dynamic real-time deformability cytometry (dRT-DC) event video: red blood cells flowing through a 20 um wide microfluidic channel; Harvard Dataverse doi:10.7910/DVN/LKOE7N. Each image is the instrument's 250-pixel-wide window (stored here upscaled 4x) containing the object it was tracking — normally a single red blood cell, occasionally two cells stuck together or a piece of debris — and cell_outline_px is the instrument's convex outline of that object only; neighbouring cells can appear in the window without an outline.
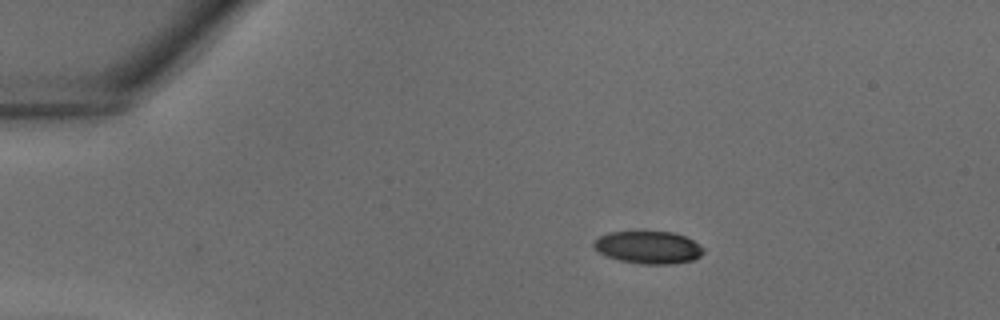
{"species": "common noctule bat (a hibernating species)", "species_latin": "Nyctalus noctula", "temperature_condition": "warm", "stored_images_in_passage": 28, "camera_frame_rate_fps": 3000, "um_per_image_px": 0.085, "animal": {"sex": "male", "body_mass_g": 18.8}, "frame": {"image": 1, "passage_image": 1, "time_ms": 0.0, "image_size_px": [1000, 320], "cell_outline_px": [[704, 252], [700, 256], [692, 260], [668, 264], [640, 264], [620, 260], [608, 256], [600, 252], [592, 244], [600, 236], [608, 232], [672, 232], [684, 236], [692, 240], [704, 248]], "centroid_in_image_um": [55.12, 21.03], "position_along_channel_um": 29.9, "area_um2": 20.46}}
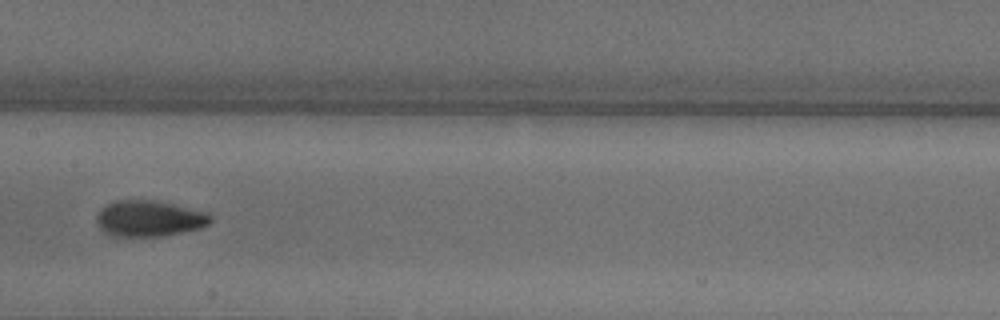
{"frame": {"image": 2, "passage_image": 14, "time_ms": 4.333, "image_size_px": [1000, 320], "cell_outline_px": [[212, 220], [208, 224], [200, 228], [160, 236], [112, 236], [104, 232], [100, 228], [96, 220], [96, 216], [100, 208], [116, 200], [152, 200], [172, 204], [208, 212], [212, 216]], "centroid_in_image_um": [12.66, 18.57], "position_along_channel_um": 194.7, "area_um2": 23.81}}
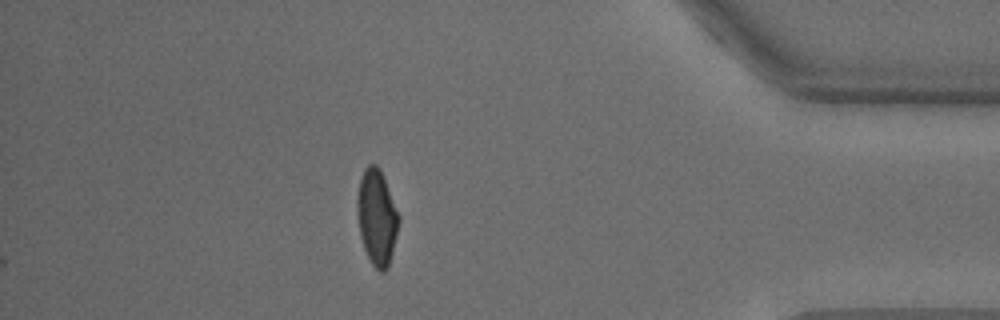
{"frame": {"image": 3, "passage_image": 28, "time_ms": 9.0, "image_size_px": [1000, 320], "cell_outline_px": [[400, 220], [388, 268], [384, 272], [380, 272], [372, 264], [364, 248], [360, 236], [356, 212], [356, 200], [360, 180], [364, 168], [368, 164], [376, 164], [380, 168], [400, 216]], "centroid_in_image_um": [32.02, 18.45], "position_along_channel_um": 403.2, "area_um2": 23.24}}